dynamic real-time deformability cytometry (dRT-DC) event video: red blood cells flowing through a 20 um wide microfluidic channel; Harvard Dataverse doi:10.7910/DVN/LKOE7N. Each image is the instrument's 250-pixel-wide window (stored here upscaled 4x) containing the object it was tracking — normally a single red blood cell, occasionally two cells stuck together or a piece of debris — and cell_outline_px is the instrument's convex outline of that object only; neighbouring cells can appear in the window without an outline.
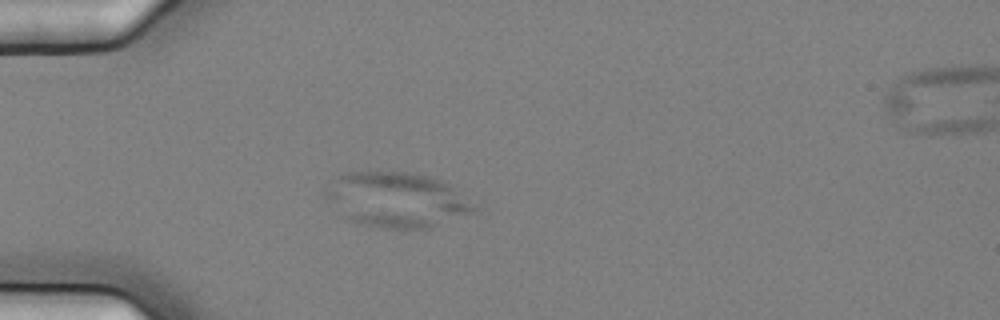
{"species": "common noctule bat (a hibernating species)", "species_latin": "Nyctalus noctula", "temperature_condition": "cold", "stored_images_in_passage": 6, "camera_frame_rate_fps": 3000, "um_per_image_px": 0.085, "animal": {"sex": "female", "body_mass_g": 25.1}, "frame": {"image": 1, "passage_image": 6, "time_ms": 1.667, "image_size_px": [1000, 320], "cell_outline_px": [[476, 208], [472, 212], [432, 228], [384, 228], [364, 224], [348, 220], [324, 196], [324, 192], [340, 176], [348, 172], [404, 172], [424, 176], [440, 180], [448, 184]], "centroid_in_image_um": [33.69, 17.0], "position_along_channel_um": 51.3, "area_um2": 46.3}}